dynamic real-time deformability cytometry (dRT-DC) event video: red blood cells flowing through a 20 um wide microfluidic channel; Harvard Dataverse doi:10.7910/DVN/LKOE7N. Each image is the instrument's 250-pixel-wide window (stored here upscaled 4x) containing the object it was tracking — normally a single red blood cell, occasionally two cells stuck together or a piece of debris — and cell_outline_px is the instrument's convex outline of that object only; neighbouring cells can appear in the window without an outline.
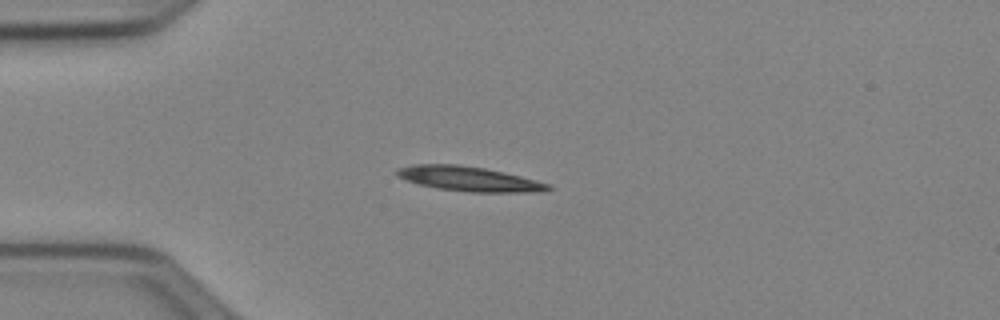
{"species": "Egyptian fruit bat (a non-hibernating species)", "species_latin": "Rousettus aegyptiacus", "temperature_condition": "cold", "stored_images_in_passage": 39, "camera_frame_rate_fps": 3000, "um_per_image_px": 0.085, "animal": {"sex": "female"}, "frame": {"image": 1, "passage_image": 1, "time_ms": 0.0, "image_size_px": [1000, 320], "cell_outline_px": [[552, 188], [544, 192], [472, 192], [436, 188], [420, 184], [396, 176], [396, 168], [412, 164], [456, 164], [484, 168], [504, 172], [536, 180], [548, 184]], "centroid_in_image_um": [39.85, 15.2], "position_along_channel_um": 45.1, "area_um2": 21.68}}
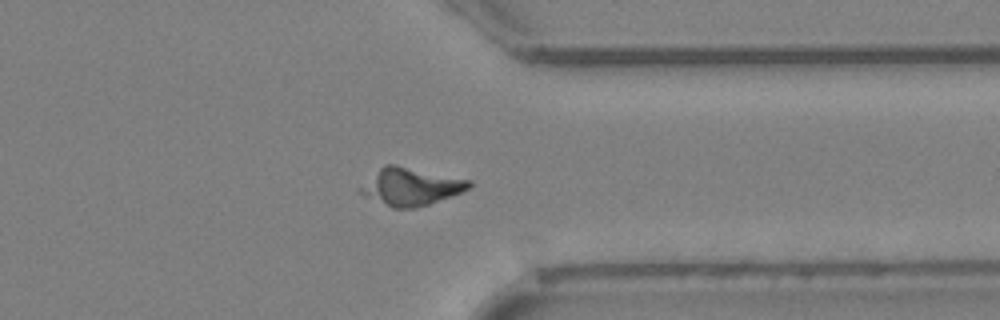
{"frame": {"image": 2, "passage_image": 28, "time_ms": 9.0, "image_size_px": [1000, 320], "cell_outline_px": [[472, 184], [468, 188], [460, 192], [428, 204], [416, 208], [392, 208], [364, 196], [356, 188], [384, 164], [396, 164], [472, 180]], "centroid_in_image_um": [34.86, 15.85], "position_along_channel_um": 376.5, "area_um2": 23.76}}
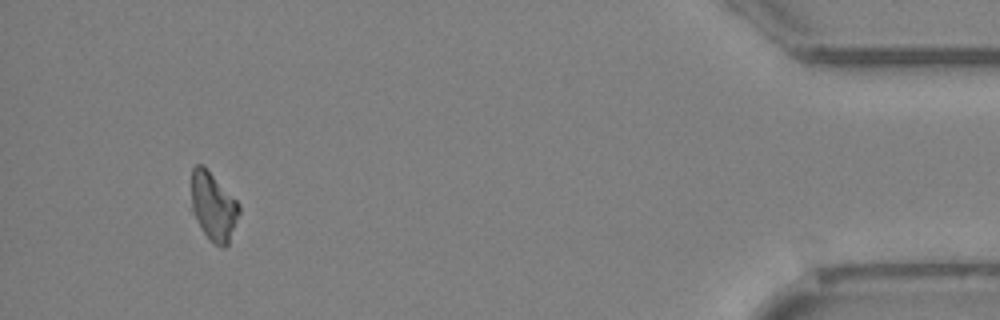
{"frame": {"image": 3, "passage_image": 36, "time_ms": 11.667, "image_size_px": [1000, 320], "cell_outline_px": [[240, 212], [228, 244], [224, 248], [220, 248], [208, 240], [192, 212], [192, 168], [196, 164], [204, 164], [240, 204]], "centroid_in_image_um": [18.14, 17.55], "position_along_channel_um": 417.1, "area_um2": 19.19}}